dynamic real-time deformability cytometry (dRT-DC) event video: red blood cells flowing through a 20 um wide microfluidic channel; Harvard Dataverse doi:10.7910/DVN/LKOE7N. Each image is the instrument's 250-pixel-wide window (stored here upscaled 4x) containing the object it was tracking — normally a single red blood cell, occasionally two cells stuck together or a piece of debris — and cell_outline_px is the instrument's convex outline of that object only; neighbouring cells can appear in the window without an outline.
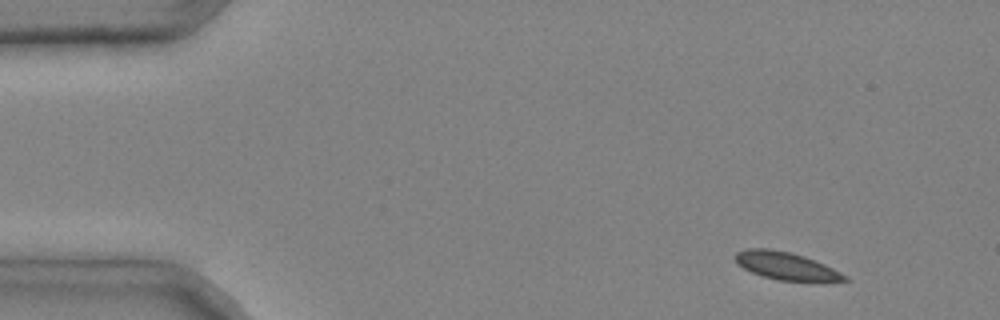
{"species": "common noctule bat (a hibernating species)", "species_latin": "Nyctalus noctula", "temperature_condition": "cold", "stored_images_in_passage": 4, "camera_frame_rate_fps": 3000, "um_per_image_px": 0.085, "animal": {"sex": "male", "body_mass_g": 20.4}, "frame": {"image": 1, "passage_image": 1, "time_ms": 0.0, "image_size_px": [1000, 320], "cell_outline_px": [[852, 280], [780, 280], [764, 276], [752, 272], [736, 264], [736, 252], [748, 248], [768, 248], [792, 252], [804, 256], [824, 264], [848, 276]], "centroid_in_image_um": [66.78, 22.57], "position_along_channel_um": 18.2, "area_um2": 17.22}}